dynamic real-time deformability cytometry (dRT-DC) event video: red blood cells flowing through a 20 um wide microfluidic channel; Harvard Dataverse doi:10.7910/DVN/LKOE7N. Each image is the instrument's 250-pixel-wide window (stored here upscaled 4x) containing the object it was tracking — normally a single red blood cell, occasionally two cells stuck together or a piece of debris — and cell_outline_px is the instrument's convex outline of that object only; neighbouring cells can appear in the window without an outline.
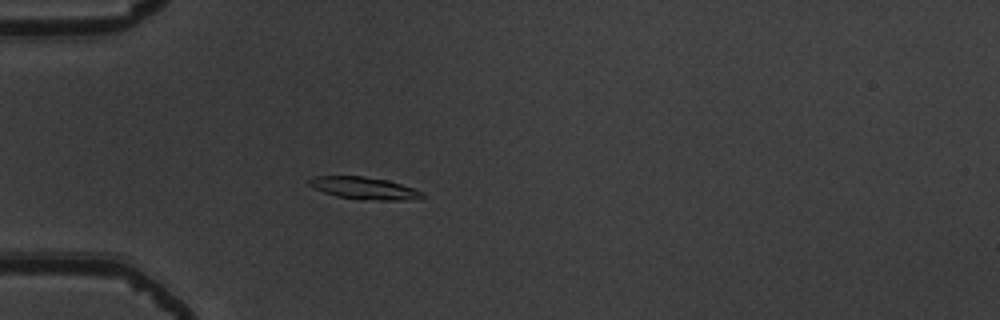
{"species": "common noctule bat (a hibernating species)", "species_latin": "Nyctalus noctula", "temperature_condition": "warm", "stored_images_in_passage": 41, "camera_frame_rate_fps": 3000, "um_per_image_px": 0.085, "animal": {"sex": "male", "body_mass_g": 19.5, "forearm_length_mm": 54.6}, "frame": {"image": 1, "passage_image": 4, "time_ms": 1.0, "image_size_px": [1000, 320], "cell_outline_px": [[424, 196], [400, 200], [380, 200], [336, 196], [324, 192], [308, 184], [308, 180], [316, 176], [364, 176], [388, 180], [424, 192]], "centroid_in_image_um": [30.93, 15.97], "position_along_channel_um": 54.1, "area_um2": 14.16}}
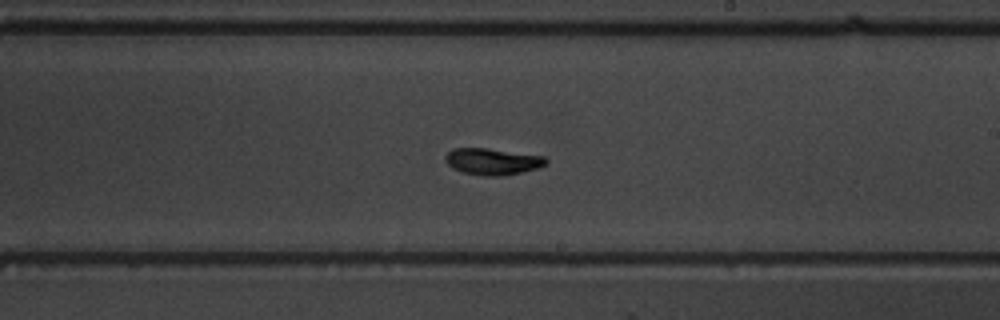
{"frame": {"image": 2, "passage_image": 20, "time_ms": 6.333, "image_size_px": [1000, 320], "cell_outline_px": [[548, 164], [540, 168], [504, 176], [484, 176], [464, 172], [452, 168], [444, 160], [444, 156], [452, 148], [488, 148], [544, 156], [548, 160]], "centroid_in_image_um": [41.89, 13.73], "position_along_channel_um": 247.1, "area_um2": 15.78}}
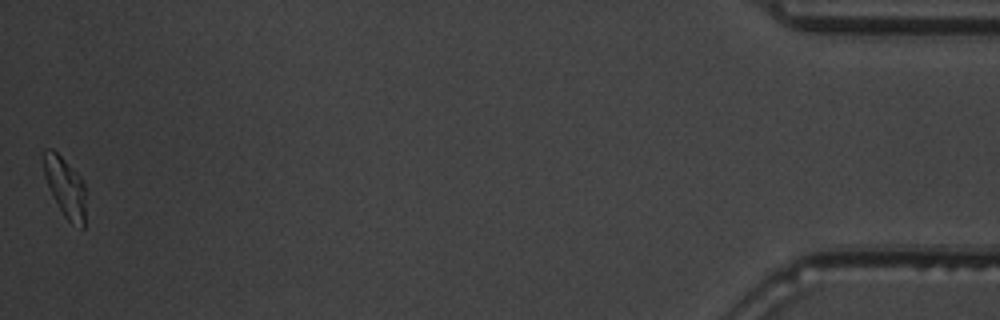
{"frame": {"image": 3, "passage_image": 41, "time_ms": 13.333, "image_size_px": [1000, 320], "cell_outline_px": [[84, 228], [80, 228], [72, 224], [64, 216], [52, 196], [44, 176], [44, 148], [52, 148], [80, 176], [84, 184]], "centroid_in_image_um": [5.52, 15.92], "position_along_channel_um": 429.7, "area_um2": 14.45}, "authors_computed_cell_mechanics": {"area_um2": 14.9124, "velocity_mm_per_s": 3.8473, "shape_relaxation_time_tau1_ms": 2.5124, "shape_relaxation_time_tau2_ms": 2.3591, "deformation_change_tau1": 0.1414, "deformation_change_tau2": 0.0578}}